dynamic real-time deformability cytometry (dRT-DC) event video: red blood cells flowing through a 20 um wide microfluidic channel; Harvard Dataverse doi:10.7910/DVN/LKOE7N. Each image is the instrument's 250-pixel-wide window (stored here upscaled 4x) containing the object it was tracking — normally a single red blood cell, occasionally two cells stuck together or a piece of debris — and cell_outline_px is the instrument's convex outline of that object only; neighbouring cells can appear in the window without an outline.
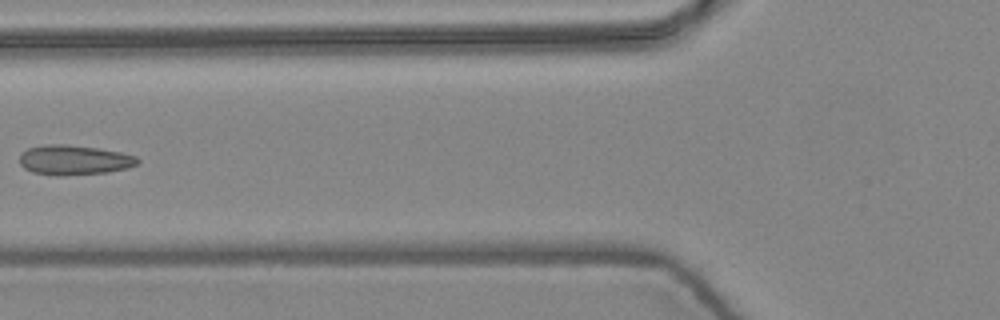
{"species": "common noctule bat (a hibernating species)", "species_latin": "Nyctalus noctula", "temperature_condition": "warm", "stored_images_in_passage": 7, "camera_frame_rate_fps": 3000, "um_per_image_px": 0.085, "animal": {"sex": "female", "body_mass_g": 24.6, "forearm_length_mm": 56.2}, "frame": {"image": 1, "passage_image": 7, "time_ms": 2.0, "image_size_px": [1000, 320], "cell_outline_px": [[140, 160], [136, 164], [128, 168], [108, 172], [60, 176], [56, 176], [32, 172], [24, 168], [20, 164], [20, 152], [28, 148], [44, 144], [68, 144], [100, 148], [120, 152], [136, 156]], "centroid_in_image_um": [6.28, 13.59], "position_along_channel_um": 119.5, "area_um2": 20.75}}